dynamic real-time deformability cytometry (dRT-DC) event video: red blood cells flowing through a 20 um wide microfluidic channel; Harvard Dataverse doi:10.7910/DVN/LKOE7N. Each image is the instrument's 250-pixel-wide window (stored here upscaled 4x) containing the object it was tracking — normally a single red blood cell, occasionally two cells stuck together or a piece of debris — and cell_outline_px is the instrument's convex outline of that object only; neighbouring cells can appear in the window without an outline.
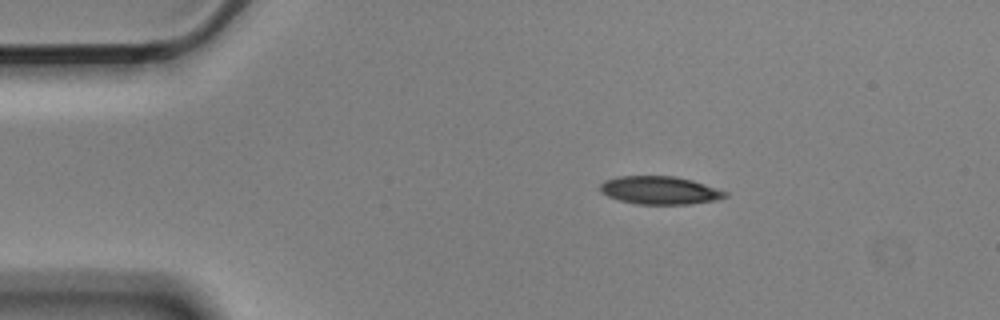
{"species": "Egyptian fruit bat (a non-hibernating species)", "species_latin": "Rousettus aegyptiacus", "temperature_condition": "cold", "stored_images_in_passage": 7, "camera_frame_rate_fps": 3000, "um_per_image_px": 0.085, "animal": {"sex": "male"}, "frame": {"image": 1, "passage_image": 2, "time_ms": 0.333, "image_size_px": [1000, 320], "cell_outline_px": [[728, 196], [716, 200], [692, 204], [636, 204], [620, 200], [608, 196], [600, 192], [600, 184], [604, 180], [620, 176], [676, 176], [692, 180], [728, 192]], "centroid_in_image_um": [56.08, 16.17], "position_along_channel_um": 28.9, "area_um2": 20.46}}
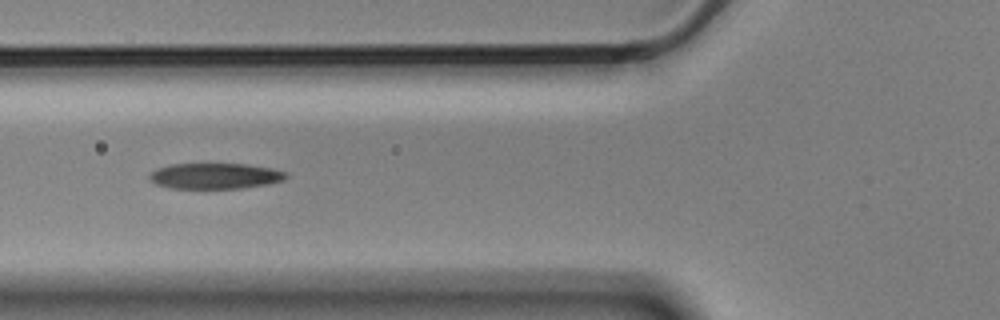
{"frame": {"image": 2, "passage_image": 5, "time_ms": 1.333, "image_size_px": [1000, 320], "cell_outline_px": [[288, 176], [284, 180], [268, 184], [244, 188], [172, 188], [156, 184], [148, 176], [152, 172], [160, 168], [172, 164], [244, 164], [272, 168], [288, 172]], "centroid_in_image_um": [18.35, 14.96], "position_along_channel_um": 107.4, "area_um2": 20.35}}
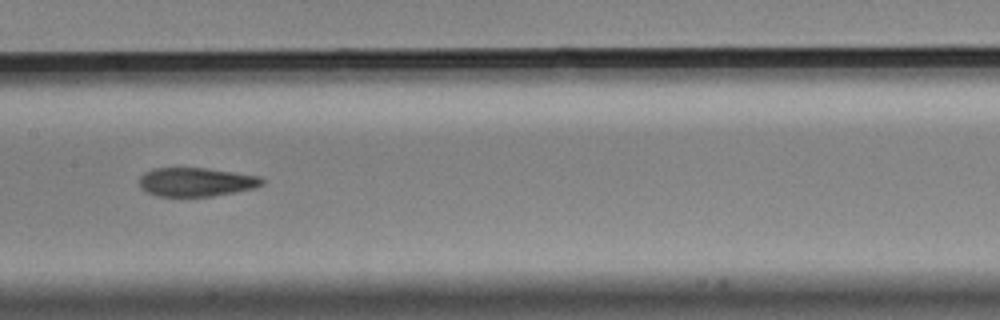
{"frame": {"image": 3, "passage_image": 7, "time_ms": 2.0, "image_size_px": [1000, 320], "cell_outline_px": [[264, 184], [256, 188], [236, 192], [212, 196], [160, 196], [148, 192], [140, 188], [140, 176], [144, 172], [152, 168], [204, 168], [260, 176], [264, 180]], "centroid_in_image_um": [16.69, 15.47], "position_along_channel_um": 190.7, "area_um2": 20.58}}